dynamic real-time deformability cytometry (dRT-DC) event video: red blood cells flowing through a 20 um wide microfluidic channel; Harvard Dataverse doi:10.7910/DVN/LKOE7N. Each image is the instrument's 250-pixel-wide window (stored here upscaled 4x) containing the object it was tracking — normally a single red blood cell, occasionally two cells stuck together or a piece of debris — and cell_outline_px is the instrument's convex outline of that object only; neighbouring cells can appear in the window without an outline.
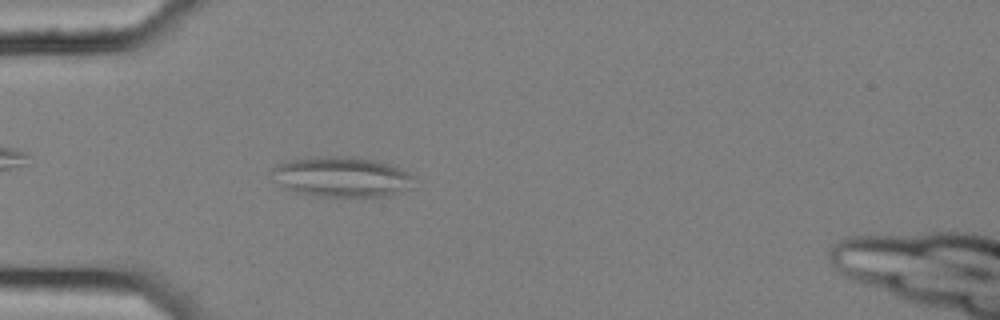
{"species": "common noctule bat (a hibernating species)", "species_latin": "Nyctalus noctula", "temperature_condition": "cold", "stored_images_in_passage": 4, "camera_frame_rate_fps": 3000, "um_per_image_px": 0.085, "animal": {"sex": "female", "body_mass_g": 25.1}, "frame": {"image": 1, "passage_image": 4, "time_ms": 1.0, "image_size_px": [1000, 320], "cell_outline_px": [[416, 176], [412, 188], [388, 196], [316, 196], [296, 192], [272, 180], [272, 168], [276, 164], [288, 160], [316, 156], [352, 156], [372, 160], [388, 164], [408, 172]], "centroid_in_image_um": [29.05, 15.02], "position_along_channel_um": 56.0, "area_um2": 33.52}}